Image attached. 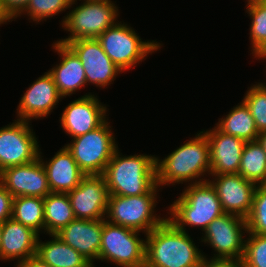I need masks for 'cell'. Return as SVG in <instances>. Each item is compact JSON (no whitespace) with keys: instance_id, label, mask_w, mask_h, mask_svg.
<instances>
[{"instance_id":"6da1fadb","label":"cell","mask_w":266,"mask_h":267,"mask_svg":"<svg viewBox=\"0 0 266 267\" xmlns=\"http://www.w3.org/2000/svg\"><path fill=\"white\" fill-rule=\"evenodd\" d=\"M155 165L156 183L159 187L208 181L209 179L204 178L207 173L210 175V153L206 134L203 131L197 133L194 138L184 142L163 159L156 156Z\"/></svg>"},{"instance_id":"7a4b0ae2","label":"cell","mask_w":266,"mask_h":267,"mask_svg":"<svg viewBox=\"0 0 266 267\" xmlns=\"http://www.w3.org/2000/svg\"><path fill=\"white\" fill-rule=\"evenodd\" d=\"M145 236V267H201L204 254L168 219Z\"/></svg>"},{"instance_id":"3957f363","label":"cell","mask_w":266,"mask_h":267,"mask_svg":"<svg viewBox=\"0 0 266 267\" xmlns=\"http://www.w3.org/2000/svg\"><path fill=\"white\" fill-rule=\"evenodd\" d=\"M155 159L147 154L124 156L117 148L102 174L109 195L147 194L157 184Z\"/></svg>"},{"instance_id":"277c9868","label":"cell","mask_w":266,"mask_h":267,"mask_svg":"<svg viewBox=\"0 0 266 267\" xmlns=\"http://www.w3.org/2000/svg\"><path fill=\"white\" fill-rule=\"evenodd\" d=\"M167 219L179 230L187 231L186 226L206 227L224 214L215 188L209 181L189 184L181 195L172 202Z\"/></svg>"},{"instance_id":"5b68a950","label":"cell","mask_w":266,"mask_h":267,"mask_svg":"<svg viewBox=\"0 0 266 267\" xmlns=\"http://www.w3.org/2000/svg\"><path fill=\"white\" fill-rule=\"evenodd\" d=\"M158 188L156 184L147 194L138 196L109 195L106 220L147 235L167 219L155 211Z\"/></svg>"},{"instance_id":"8992f818","label":"cell","mask_w":266,"mask_h":267,"mask_svg":"<svg viewBox=\"0 0 266 267\" xmlns=\"http://www.w3.org/2000/svg\"><path fill=\"white\" fill-rule=\"evenodd\" d=\"M97 40L112 62L122 71L130 70L136 64L160 49L156 40L142 41L131 26L117 21L106 29Z\"/></svg>"},{"instance_id":"52a82bcc","label":"cell","mask_w":266,"mask_h":267,"mask_svg":"<svg viewBox=\"0 0 266 267\" xmlns=\"http://www.w3.org/2000/svg\"><path fill=\"white\" fill-rule=\"evenodd\" d=\"M107 120L96 129L65 144L85 175L103 174L114 151L118 148L110 122Z\"/></svg>"},{"instance_id":"ba28073f","label":"cell","mask_w":266,"mask_h":267,"mask_svg":"<svg viewBox=\"0 0 266 267\" xmlns=\"http://www.w3.org/2000/svg\"><path fill=\"white\" fill-rule=\"evenodd\" d=\"M118 15V7L113 2L84 0L64 16L62 27L70 35L56 42L66 45L77 39L98 38L118 21Z\"/></svg>"},{"instance_id":"9c48e42d","label":"cell","mask_w":266,"mask_h":267,"mask_svg":"<svg viewBox=\"0 0 266 267\" xmlns=\"http://www.w3.org/2000/svg\"><path fill=\"white\" fill-rule=\"evenodd\" d=\"M140 231L103 219L99 260L121 267H145L146 239Z\"/></svg>"},{"instance_id":"30bf717a","label":"cell","mask_w":266,"mask_h":267,"mask_svg":"<svg viewBox=\"0 0 266 267\" xmlns=\"http://www.w3.org/2000/svg\"><path fill=\"white\" fill-rule=\"evenodd\" d=\"M247 232L246 219L224 213L206 227L201 242L207 243L217 253L213 254L212 259H243L245 250L243 236Z\"/></svg>"},{"instance_id":"8fae6325","label":"cell","mask_w":266,"mask_h":267,"mask_svg":"<svg viewBox=\"0 0 266 267\" xmlns=\"http://www.w3.org/2000/svg\"><path fill=\"white\" fill-rule=\"evenodd\" d=\"M30 122L16 119L0 128V172L11 166L24 165L39 156V142Z\"/></svg>"},{"instance_id":"7c38bea8","label":"cell","mask_w":266,"mask_h":267,"mask_svg":"<svg viewBox=\"0 0 266 267\" xmlns=\"http://www.w3.org/2000/svg\"><path fill=\"white\" fill-rule=\"evenodd\" d=\"M80 59L84 67L87 85L106 88L122 71L104 52L97 38L77 39L66 44ZM106 86V87H105Z\"/></svg>"},{"instance_id":"4fadbf2b","label":"cell","mask_w":266,"mask_h":267,"mask_svg":"<svg viewBox=\"0 0 266 267\" xmlns=\"http://www.w3.org/2000/svg\"><path fill=\"white\" fill-rule=\"evenodd\" d=\"M67 194L76 219H106L109 191L102 174L85 175Z\"/></svg>"},{"instance_id":"5bb4252c","label":"cell","mask_w":266,"mask_h":267,"mask_svg":"<svg viewBox=\"0 0 266 267\" xmlns=\"http://www.w3.org/2000/svg\"><path fill=\"white\" fill-rule=\"evenodd\" d=\"M107 107L94 94L70 102L60 117L61 128L72 138L84 135L106 120Z\"/></svg>"},{"instance_id":"9a60e30c","label":"cell","mask_w":266,"mask_h":267,"mask_svg":"<svg viewBox=\"0 0 266 267\" xmlns=\"http://www.w3.org/2000/svg\"><path fill=\"white\" fill-rule=\"evenodd\" d=\"M0 184L13 196L44 198L51 193L47 173L39 159L33 162L11 166L0 172Z\"/></svg>"},{"instance_id":"2e32d148","label":"cell","mask_w":266,"mask_h":267,"mask_svg":"<svg viewBox=\"0 0 266 267\" xmlns=\"http://www.w3.org/2000/svg\"><path fill=\"white\" fill-rule=\"evenodd\" d=\"M208 181L215 188L224 213L246 219L251 211L256 184L240 174L210 175Z\"/></svg>"},{"instance_id":"e0dca14e","label":"cell","mask_w":266,"mask_h":267,"mask_svg":"<svg viewBox=\"0 0 266 267\" xmlns=\"http://www.w3.org/2000/svg\"><path fill=\"white\" fill-rule=\"evenodd\" d=\"M62 98L52 76L47 71L38 77L21 97L16 109V119L30 122L31 119L46 118Z\"/></svg>"},{"instance_id":"ac0fdd59","label":"cell","mask_w":266,"mask_h":267,"mask_svg":"<svg viewBox=\"0 0 266 267\" xmlns=\"http://www.w3.org/2000/svg\"><path fill=\"white\" fill-rule=\"evenodd\" d=\"M203 132L209 143L210 175L237 174L246 141L227 135L215 126Z\"/></svg>"},{"instance_id":"d6986e66","label":"cell","mask_w":266,"mask_h":267,"mask_svg":"<svg viewBox=\"0 0 266 267\" xmlns=\"http://www.w3.org/2000/svg\"><path fill=\"white\" fill-rule=\"evenodd\" d=\"M103 219H74L56 235L67 245L79 252L93 266L99 260Z\"/></svg>"},{"instance_id":"ffe728a7","label":"cell","mask_w":266,"mask_h":267,"mask_svg":"<svg viewBox=\"0 0 266 267\" xmlns=\"http://www.w3.org/2000/svg\"><path fill=\"white\" fill-rule=\"evenodd\" d=\"M39 234L12 217L3 222L0 260H17V264L35 256Z\"/></svg>"},{"instance_id":"44dd1931","label":"cell","mask_w":266,"mask_h":267,"mask_svg":"<svg viewBox=\"0 0 266 267\" xmlns=\"http://www.w3.org/2000/svg\"><path fill=\"white\" fill-rule=\"evenodd\" d=\"M55 52L61 57L60 63L52 67L48 73L52 76L62 97L70 96L87 85L82 62L65 44L53 42Z\"/></svg>"},{"instance_id":"7402d4cb","label":"cell","mask_w":266,"mask_h":267,"mask_svg":"<svg viewBox=\"0 0 266 267\" xmlns=\"http://www.w3.org/2000/svg\"><path fill=\"white\" fill-rule=\"evenodd\" d=\"M41 154L42 152L39 150L38 157L47 173L51 192L68 193L80 184L85 174L65 146L48 161L43 160Z\"/></svg>"},{"instance_id":"603a6c76","label":"cell","mask_w":266,"mask_h":267,"mask_svg":"<svg viewBox=\"0 0 266 267\" xmlns=\"http://www.w3.org/2000/svg\"><path fill=\"white\" fill-rule=\"evenodd\" d=\"M52 240L37 242L36 256L50 267H94L85 257L63 242L56 234Z\"/></svg>"},{"instance_id":"cb8c5ba5","label":"cell","mask_w":266,"mask_h":267,"mask_svg":"<svg viewBox=\"0 0 266 267\" xmlns=\"http://www.w3.org/2000/svg\"><path fill=\"white\" fill-rule=\"evenodd\" d=\"M219 131L243 139L246 142L258 140V130L249 108L242 101L234 106L215 126Z\"/></svg>"},{"instance_id":"d4e9b609","label":"cell","mask_w":266,"mask_h":267,"mask_svg":"<svg viewBox=\"0 0 266 267\" xmlns=\"http://www.w3.org/2000/svg\"><path fill=\"white\" fill-rule=\"evenodd\" d=\"M44 224L48 235L58 233L75 219L67 193H49L43 198Z\"/></svg>"},{"instance_id":"484cf974","label":"cell","mask_w":266,"mask_h":267,"mask_svg":"<svg viewBox=\"0 0 266 267\" xmlns=\"http://www.w3.org/2000/svg\"><path fill=\"white\" fill-rule=\"evenodd\" d=\"M238 174L256 185L266 184V153L258 140L245 143Z\"/></svg>"},{"instance_id":"4316f807","label":"cell","mask_w":266,"mask_h":267,"mask_svg":"<svg viewBox=\"0 0 266 267\" xmlns=\"http://www.w3.org/2000/svg\"><path fill=\"white\" fill-rule=\"evenodd\" d=\"M12 218L40 235L44 224V201L41 197L17 196L13 198Z\"/></svg>"},{"instance_id":"83f0119b","label":"cell","mask_w":266,"mask_h":267,"mask_svg":"<svg viewBox=\"0 0 266 267\" xmlns=\"http://www.w3.org/2000/svg\"><path fill=\"white\" fill-rule=\"evenodd\" d=\"M246 12L251 19V54L259 60L266 56V1L247 4Z\"/></svg>"},{"instance_id":"f1b7e54d","label":"cell","mask_w":266,"mask_h":267,"mask_svg":"<svg viewBox=\"0 0 266 267\" xmlns=\"http://www.w3.org/2000/svg\"><path fill=\"white\" fill-rule=\"evenodd\" d=\"M77 0H30L25 10L19 15L27 14L33 22H41L65 12L72 5L76 4Z\"/></svg>"},{"instance_id":"f546056e","label":"cell","mask_w":266,"mask_h":267,"mask_svg":"<svg viewBox=\"0 0 266 267\" xmlns=\"http://www.w3.org/2000/svg\"><path fill=\"white\" fill-rule=\"evenodd\" d=\"M243 102L255 120L258 133L266 131V83H256L248 88Z\"/></svg>"},{"instance_id":"4dcf8cb0","label":"cell","mask_w":266,"mask_h":267,"mask_svg":"<svg viewBox=\"0 0 266 267\" xmlns=\"http://www.w3.org/2000/svg\"><path fill=\"white\" fill-rule=\"evenodd\" d=\"M246 224L248 232L266 235V184L256 186Z\"/></svg>"},{"instance_id":"1f68e13d","label":"cell","mask_w":266,"mask_h":267,"mask_svg":"<svg viewBox=\"0 0 266 267\" xmlns=\"http://www.w3.org/2000/svg\"><path fill=\"white\" fill-rule=\"evenodd\" d=\"M244 267H266V235L247 232Z\"/></svg>"},{"instance_id":"d6a6232c","label":"cell","mask_w":266,"mask_h":267,"mask_svg":"<svg viewBox=\"0 0 266 267\" xmlns=\"http://www.w3.org/2000/svg\"><path fill=\"white\" fill-rule=\"evenodd\" d=\"M13 198L0 184V223L12 217Z\"/></svg>"},{"instance_id":"836d02e7","label":"cell","mask_w":266,"mask_h":267,"mask_svg":"<svg viewBox=\"0 0 266 267\" xmlns=\"http://www.w3.org/2000/svg\"><path fill=\"white\" fill-rule=\"evenodd\" d=\"M201 267H244L242 259H208L204 256Z\"/></svg>"},{"instance_id":"e575fe53","label":"cell","mask_w":266,"mask_h":267,"mask_svg":"<svg viewBox=\"0 0 266 267\" xmlns=\"http://www.w3.org/2000/svg\"><path fill=\"white\" fill-rule=\"evenodd\" d=\"M5 10L16 19L25 10L30 0H2Z\"/></svg>"},{"instance_id":"d590c367","label":"cell","mask_w":266,"mask_h":267,"mask_svg":"<svg viewBox=\"0 0 266 267\" xmlns=\"http://www.w3.org/2000/svg\"><path fill=\"white\" fill-rule=\"evenodd\" d=\"M16 267H50V266L35 255L19 263Z\"/></svg>"},{"instance_id":"8d00e7d4","label":"cell","mask_w":266,"mask_h":267,"mask_svg":"<svg viewBox=\"0 0 266 267\" xmlns=\"http://www.w3.org/2000/svg\"><path fill=\"white\" fill-rule=\"evenodd\" d=\"M12 22L13 18L5 10L2 0H0V25L5 24L6 22Z\"/></svg>"},{"instance_id":"74e56055","label":"cell","mask_w":266,"mask_h":267,"mask_svg":"<svg viewBox=\"0 0 266 267\" xmlns=\"http://www.w3.org/2000/svg\"><path fill=\"white\" fill-rule=\"evenodd\" d=\"M258 142L263 146L266 153V131L259 133Z\"/></svg>"},{"instance_id":"f35d334b","label":"cell","mask_w":266,"mask_h":267,"mask_svg":"<svg viewBox=\"0 0 266 267\" xmlns=\"http://www.w3.org/2000/svg\"><path fill=\"white\" fill-rule=\"evenodd\" d=\"M2 230H3V223H0V247H1Z\"/></svg>"},{"instance_id":"ab89813d","label":"cell","mask_w":266,"mask_h":267,"mask_svg":"<svg viewBox=\"0 0 266 267\" xmlns=\"http://www.w3.org/2000/svg\"><path fill=\"white\" fill-rule=\"evenodd\" d=\"M247 4L254 3V2H261V1H266V0H246Z\"/></svg>"},{"instance_id":"60d3db41","label":"cell","mask_w":266,"mask_h":267,"mask_svg":"<svg viewBox=\"0 0 266 267\" xmlns=\"http://www.w3.org/2000/svg\"><path fill=\"white\" fill-rule=\"evenodd\" d=\"M85 1H104V2H112L111 0H85Z\"/></svg>"}]
</instances>
